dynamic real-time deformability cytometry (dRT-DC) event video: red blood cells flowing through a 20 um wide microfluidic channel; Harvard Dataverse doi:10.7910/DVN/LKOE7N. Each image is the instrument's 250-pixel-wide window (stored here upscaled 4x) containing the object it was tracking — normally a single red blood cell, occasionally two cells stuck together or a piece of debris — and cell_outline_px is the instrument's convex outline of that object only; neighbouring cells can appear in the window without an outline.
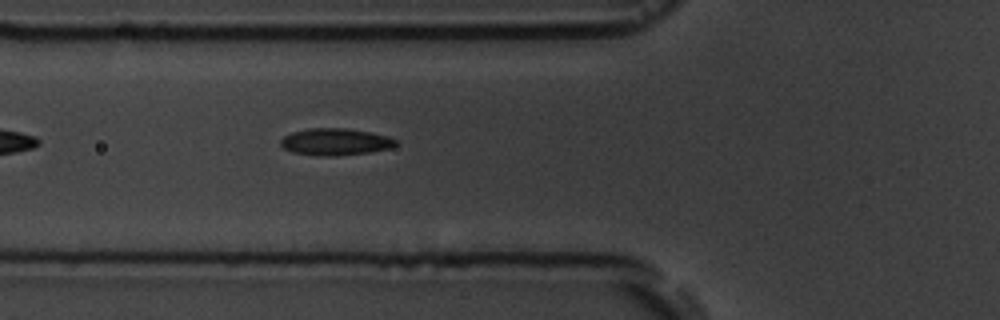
{"species": "common noctule bat (a hibernating species)", "species_latin": "Nyctalus noctula", "temperature_condition": "room temperature", "stored_images_in_passage": 3, "camera_frame_rate_fps": 3000, "um_per_image_px": 0.085, "animal": {"sex": "male", "body_mass_g": 19.5, "forearm_length_mm": 54.6}, "frame": {"image": 1, "passage_image": 3, "time_ms": 2.333, "image_size_px": [1000, 320], "cell_outline_px": [[396, 144], [392, 148], [368, 152], [336, 156], [320, 156], [292, 152], [284, 148], [280, 144], [280, 140], [284, 136], [292, 132], [308, 128], [344, 128], [372, 132], [388, 136], [396, 140]], "centroid_in_image_um": [28.5, 12.05], "position_along_channel_um": 97.3, "area_um2": 18.09}}